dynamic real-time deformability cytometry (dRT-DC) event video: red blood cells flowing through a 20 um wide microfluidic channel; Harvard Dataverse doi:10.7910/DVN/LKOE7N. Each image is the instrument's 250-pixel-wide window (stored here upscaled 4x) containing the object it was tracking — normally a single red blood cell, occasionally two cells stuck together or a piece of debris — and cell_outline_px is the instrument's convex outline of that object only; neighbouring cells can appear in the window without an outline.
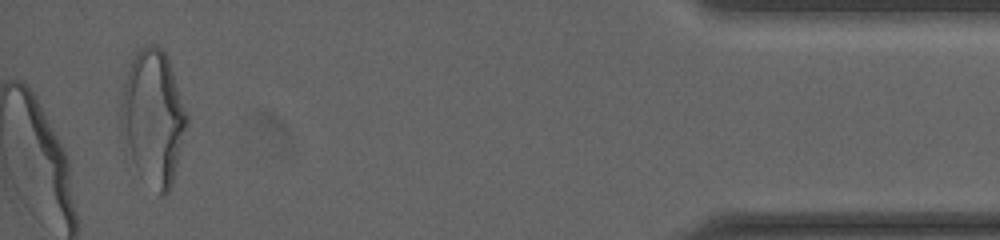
{"species": "human", "species_latin": "Homo sapiens", "temperature_condition": "cold", "stored_images_in_passage": 38, "camera_frame_rate_fps": 3000, "um_per_image_px": 0.085, "donor": {"sex": "male"}, "frame": {"image": 1, "passage_image": 38, "time_ms": 17.667, "image_size_px": [1000, 240], "cell_outline_px": [[188, 124], [172, 184], [168, 192], [164, 196], [160, 196], [136, 168], [120, 128], [120, 104], [124, 84], [132, 52], [148, 44], [156, 44], [168, 56], [188, 116]], "centroid_in_image_um": [13.03, 9.92], "position_along_channel_um": 422.2, "area_um2": 51.67}, "authors_computed_cell_mechanics": {"area_um2": 46.5579, "velocity_mm_per_s": 3.718, "shape_relaxation_time_tau1_ms": 4.4967, "shape_relaxation_time_tau2_ms": null, "deformation_change_tau1": 0.1803, "deformation_change_tau2": null}}